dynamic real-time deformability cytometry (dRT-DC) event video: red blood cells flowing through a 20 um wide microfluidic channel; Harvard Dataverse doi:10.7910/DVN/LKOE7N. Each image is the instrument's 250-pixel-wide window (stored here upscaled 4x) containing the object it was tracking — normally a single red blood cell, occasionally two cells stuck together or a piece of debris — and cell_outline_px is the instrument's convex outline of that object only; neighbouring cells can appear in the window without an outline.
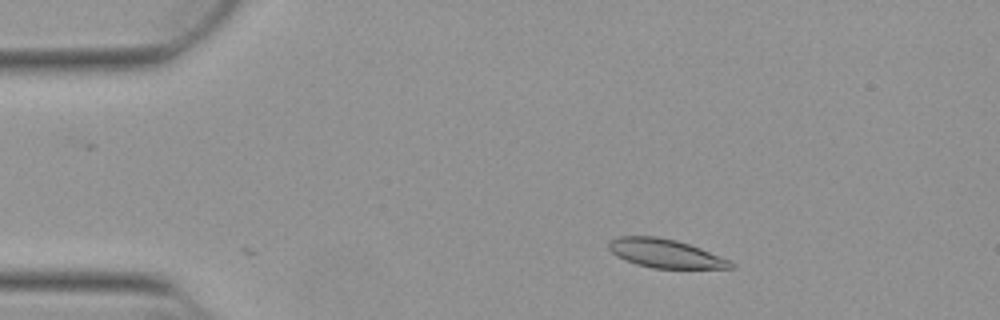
{"species": "Egyptian fruit bat (a non-hibernating species)", "species_latin": "Rousettus aegyptiacus", "temperature_condition": "warm", "stored_images_in_passage": 8, "camera_frame_rate_fps": 3000, "um_per_image_px": 0.085, "animal": {"sex": "female"}, "frame": {"image": 1, "passage_image": 8, "time_ms": 2.333, "image_size_px": [1000, 320], "cell_outline_px": [[736, 268], [652, 268], [636, 264], [624, 260], [616, 256], [608, 248], [608, 244], [612, 240], [620, 236], [656, 236], [676, 240], [700, 248], [728, 260], [736, 264]], "centroid_in_image_um": [56.53, 21.54], "position_along_channel_um": 28.5, "area_um2": 20.23}}